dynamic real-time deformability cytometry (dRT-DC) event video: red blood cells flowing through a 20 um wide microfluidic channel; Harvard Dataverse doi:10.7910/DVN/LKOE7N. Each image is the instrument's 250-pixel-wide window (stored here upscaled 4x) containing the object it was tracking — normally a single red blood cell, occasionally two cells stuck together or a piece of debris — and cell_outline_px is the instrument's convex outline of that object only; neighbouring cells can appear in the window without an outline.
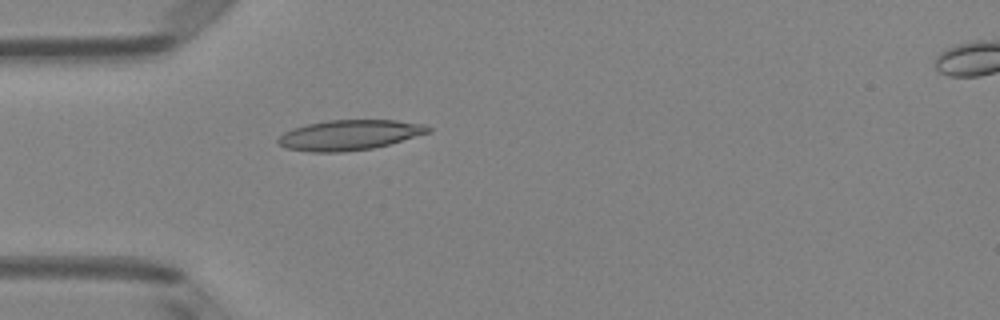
{"species": "Egyptian fruit bat (a non-hibernating species)", "species_latin": "Rousettus aegyptiacus", "temperature_condition": "room temperature", "stored_images_in_passage": 3, "camera_frame_rate_fps": 3000, "um_per_image_px": 0.085, "animal": {"sex": "female"}, "frame": {"image": 1, "passage_image": 2, "time_ms": 0.333, "image_size_px": [1000, 320], "cell_outline_px": [[432, 132], [388, 144], [372, 148], [344, 152], [312, 152], [288, 148], [280, 144], [276, 140], [284, 132], [292, 128], [308, 124], [328, 120], [396, 120], [424, 124], [432, 128]], "centroid_in_image_um": [29.73, 11.47], "position_along_channel_um": 55.3, "area_um2": 26.3}}